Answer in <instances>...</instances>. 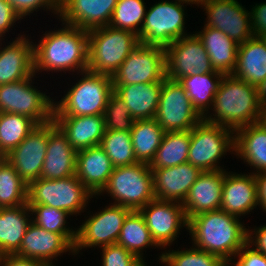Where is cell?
Segmentation results:
<instances>
[{
	"mask_svg": "<svg viewBox=\"0 0 266 266\" xmlns=\"http://www.w3.org/2000/svg\"><path fill=\"white\" fill-rule=\"evenodd\" d=\"M63 28L43 33L33 42L34 73L42 71L77 72L88 68V31L67 24ZM40 72V73H39Z\"/></svg>",
	"mask_w": 266,
	"mask_h": 266,
	"instance_id": "obj_1",
	"label": "cell"
},
{
	"mask_svg": "<svg viewBox=\"0 0 266 266\" xmlns=\"http://www.w3.org/2000/svg\"><path fill=\"white\" fill-rule=\"evenodd\" d=\"M240 218L224 210L207 211L188 219L192 245L230 262L248 241V229Z\"/></svg>",
	"mask_w": 266,
	"mask_h": 266,
	"instance_id": "obj_2",
	"label": "cell"
},
{
	"mask_svg": "<svg viewBox=\"0 0 266 266\" xmlns=\"http://www.w3.org/2000/svg\"><path fill=\"white\" fill-rule=\"evenodd\" d=\"M263 107L257 87L226 75L215 93L211 109L213 113L206 114L203 119L235 133L246 125L259 123Z\"/></svg>",
	"mask_w": 266,
	"mask_h": 266,
	"instance_id": "obj_3",
	"label": "cell"
},
{
	"mask_svg": "<svg viewBox=\"0 0 266 266\" xmlns=\"http://www.w3.org/2000/svg\"><path fill=\"white\" fill-rule=\"evenodd\" d=\"M68 88L60 101L54 102L53 117L103 115L110 93L112 76L86 70Z\"/></svg>",
	"mask_w": 266,
	"mask_h": 266,
	"instance_id": "obj_4",
	"label": "cell"
},
{
	"mask_svg": "<svg viewBox=\"0 0 266 266\" xmlns=\"http://www.w3.org/2000/svg\"><path fill=\"white\" fill-rule=\"evenodd\" d=\"M139 44L138 35L109 25L88 30L87 70L113 76Z\"/></svg>",
	"mask_w": 266,
	"mask_h": 266,
	"instance_id": "obj_5",
	"label": "cell"
},
{
	"mask_svg": "<svg viewBox=\"0 0 266 266\" xmlns=\"http://www.w3.org/2000/svg\"><path fill=\"white\" fill-rule=\"evenodd\" d=\"M104 193L114 200L111 204L139 211L155 199L153 172L149 164L136 162L114 167L107 185L97 196Z\"/></svg>",
	"mask_w": 266,
	"mask_h": 266,
	"instance_id": "obj_6",
	"label": "cell"
},
{
	"mask_svg": "<svg viewBox=\"0 0 266 266\" xmlns=\"http://www.w3.org/2000/svg\"><path fill=\"white\" fill-rule=\"evenodd\" d=\"M93 197L96 196L92 195L76 175L55 180L40 177L28 185L27 204L49 205L77 217L85 212Z\"/></svg>",
	"mask_w": 266,
	"mask_h": 266,
	"instance_id": "obj_7",
	"label": "cell"
},
{
	"mask_svg": "<svg viewBox=\"0 0 266 266\" xmlns=\"http://www.w3.org/2000/svg\"><path fill=\"white\" fill-rule=\"evenodd\" d=\"M234 154V132L218 124L202 119L190 130V147L187 162L202 172L225 170L219 163L227 155ZM222 158V159H221Z\"/></svg>",
	"mask_w": 266,
	"mask_h": 266,
	"instance_id": "obj_8",
	"label": "cell"
},
{
	"mask_svg": "<svg viewBox=\"0 0 266 266\" xmlns=\"http://www.w3.org/2000/svg\"><path fill=\"white\" fill-rule=\"evenodd\" d=\"M186 4V5H184ZM180 1L161 0L146 11L138 35L140 44L167 47L175 40L189 35L185 30V6Z\"/></svg>",
	"mask_w": 266,
	"mask_h": 266,
	"instance_id": "obj_9",
	"label": "cell"
},
{
	"mask_svg": "<svg viewBox=\"0 0 266 266\" xmlns=\"http://www.w3.org/2000/svg\"><path fill=\"white\" fill-rule=\"evenodd\" d=\"M36 75L12 83L0 85V113L24 115L38 125L53 120L54 100L34 85Z\"/></svg>",
	"mask_w": 266,
	"mask_h": 266,
	"instance_id": "obj_10",
	"label": "cell"
},
{
	"mask_svg": "<svg viewBox=\"0 0 266 266\" xmlns=\"http://www.w3.org/2000/svg\"><path fill=\"white\" fill-rule=\"evenodd\" d=\"M154 119L166 133L191 130L203 117L193 107L183 86L178 81L166 77Z\"/></svg>",
	"mask_w": 266,
	"mask_h": 266,
	"instance_id": "obj_11",
	"label": "cell"
},
{
	"mask_svg": "<svg viewBox=\"0 0 266 266\" xmlns=\"http://www.w3.org/2000/svg\"><path fill=\"white\" fill-rule=\"evenodd\" d=\"M131 211L127 207L108 204L102 210L87 216L77 228L75 255L85 248H101L117 243L124 220Z\"/></svg>",
	"mask_w": 266,
	"mask_h": 266,
	"instance_id": "obj_12",
	"label": "cell"
},
{
	"mask_svg": "<svg viewBox=\"0 0 266 266\" xmlns=\"http://www.w3.org/2000/svg\"><path fill=\"white\" fill-rule=\"evenodd\" d=\"M166 78L165 47L139 44L112 76L113 85L160 82Z\"/></svg>",
	"mask_w": 266,
	"mask_h": 266,
	"instance_id": "obj_13",
	"label": "cell"
},
{
	"mask_svg": "<svg viewBox=\"0 0 266 266\" xmlns=\"http://www.w3.org/2000/svg\"><path fill=\"white\" fill-rule=\"evenodd\" d=\"M166 77L178 81L194 73H212L210 58L195 32L165 47Z\"/></svg>",
	"mask_w": 266,
	"mask_h": 266,
	"instance_id": "obj_14",
	"label": "cell"
},
{
	"mask_svg": "<svg viewBox=\"0 0 266 266\" xmlns=\"http://www.w3.org/2000/svg\"><path fill=\"white\" fill-rule=\"evenodd\" d=\"M198 7L204 8L207 16L204 26L220 30L236 43L254 36L251 13L238 0H202Z\"/></svg>",
	"mask_w": 266,
	"mask_h": 266,
	"instance_id": "obj_15",
	"label": "cell"
},
{
	"mask_svg": "<svg viewBox=\"0 0 266 266\" xmlns=\"http://www.w3.org/2000/svg\"><path fill=\"white\" fill-rule=\"evenodd\" d=\"M139 211L153 241L164 250L177 240L180 229L188 227V220L180 202L154 199Z\"/></svg>",
	"mask_w": 266,
	"mask_h": 266,
	"instance_id": "obj_16",
	"label": "cell"
},
{
	"mask_svg": "<svg viewBox=\"0 0 266 266\" xmlns=\"http://www.w3.org/2000/svg\"><path fill=\"white\" fill-rule=\"evenodd\" d=\"M49 138V122L37 125L28 136L5 159L29 185L41 177Z\"/></svg>",
	"mask_w": 266,
	"mask_h": 266,
	"instance_id": "obj_17",
	"label": "cell"
},
{
	"mask_svg": "<svg viewBox=\"0 0 266 266\" xmlns=\"http://www.w3.org/2000/svg\"><path fill=\"white\" fill-rule=\"evenodd\" d=\"M118 0H59L60 23L91 30L108 26Z\"/></svg>",
	"mask_w": 266,
	"mask_h": 266,
	"instance_id": "obj_18",
	"label": "cell"
},
{
	"mask_svg": "<svg viewBox=\"0 0 266 266\" xmlns=\"http://www.w3.org/2000/svg\"><path fill=\"white\" fill-rule=\"evenodd\" d=\"M230 172L225 169L220 209L241 218L259 206L257 180L251 172Z\"/></svg>",
	"mask_w": 266,
	"mask_h": 266,
	"instance_id": "obj_19",
	"label": "cell"
},
{
	"mask_svg": "<svg viewBox=\"0 0 266 266\" xmlns=\"http://www.w3.org/2000/svg\"><path fill=\"white\" fill-rule=\"evenodd\" d=\"M66 252L72 253L71 255L75 257L74 246L62 234L49 232L31 222L22 239L20 249L15 254L55 266L53 259L57 261L58 256Z\"/></svg>",
	"mask_w": 266,
	"mask_h": 266,
	"instance_id": "obj_20",
	"label": "cell"
},
{
	"mask_svg": "<svg viewBox=\"0 0 266 266\" xmlns=\"http://www.w3.org/2000/svg\"><path fill=\"white\" fill-rule=\"evenodd\" d=\"M12 42L0 40V85L24 80L34 73L33 41L26 34L17 35ZM3 44V46H2Z\"/></svg>",
	"mask_w": 266,
	"mask_h": 266,
	"instance_id": "obj_21",
	"label": "cell"
},
{
	"mask_svg": "<svg viewBox=\"0 0 266 266\" xmlns=\"http://www.w3.org/2000/svg\"><path fill=\"white\" fill-rule=\"evenodd\" d=\"M77 151L66 135L52 120L49 122V138L41 178L63 179L76 174Z\"/></svg>",
	"mask_w": 266,
	"mask_h": 266,
	"instance_id": "obj_22",
	"label": "cell"
},
{
	"mask_svg": "<svg viewBox=\"0 0 266 266\" xmlns=\"http://www.w3.org/2000/svg\"><path fill=\"white\" fill-rule=\"evenodd\" d=\"M155 199L183 203L202 171L190 163L151 169Z\"/></svg>",
	"mask_w": 266,
	"mask_h": 266,
	"instance_id": "obj_23",
	"label": "cell"
},
{
	"mask_svg": "<svg viewBox=\"0 0 266 266\" xmlns=\"http://www.w3.org/2000/svg\"><path fill=\"white\" fill-rule=\"evenodd\" d=\"M224 177L225 170L205 171L199 175L182 203L187 220L221 208Z\"/></svg>",
	"mask_w": 266,
	"mask_h": 266,
	"instance_id": "obj_24",
	"label": "cell"
},
{
	"mask_svg": "<svg viewBox=\"0 0 266 266\" xmlns=\"http://www.w3.org/2000/svg\"><path fill=\"white\" fill-rule=\"evenodd\" d=\"M113 170L111 160L100 145L77 151L75 175L93 196L107 185Z\"/></svg>",
	"mask_w": 266,
	"mask_h": 266,
	"instance_id": "obj_25",
	"label": "cell"
},
{
	"mask_svg": "<svg viewBox=\"0 0 266 266\" xmlns=\"http://www.w3.org/2000/svg\"><path fill=\"white\" fill-rule=\"evenodd\" d=\"M53 121L76 151L100 145L106 130L103 115L53 117Z\"/></svg>",
	"mask_w": 266,
	"mask_h": 266,
	"instance_id": "obj_26",
	"label": "cell"
},
{
	"mask_svg": "<svg viewBox=\"0 0 266 266\" xmlns=\"http://www.w3.org/2000/svg\"><path fill=\"white\" fill-rule=\"evenodd\" d=\"M163 81L134 85H113V91L130 109L134 120L153 119L159 105Z\"/></svg>",
	"mask_w": 266,
	"mask_h": 266,
	"instance_id": "obj_27",
	"label": "cell"
},
{
	"mask_svg": "<svg viewBox=\"0 0 266 266\" xmlns=\"http://www.w3.org/2000/svg\"><path fill=\"white\" fill-rule=\"evenodd\" d=\"M232 76L255 87L266 78V43L262 37L253 36L239 44Z\"/></svg>",
	"mask_w": 266,
	"mask_h": 266,
	"instance_id": "obj_28",
	"label": "cell"
},
{
	"mask_svg": "<svg viewBox=\"0 0 266 266\" xmlns=\"http://www.w3.org/2000/svg\"><path fill=\"white\" fill-rule=\"evenodd\" d=\"M195 33L203 42L213 70L224 76L232 75L237 62L239 44L220 30L208 26Z\"/></svg>",
	"mask_w": 266,
	"mask_h": 266,
	"instance_id": "obj_29",
	"label": "cell"
},
{
	"mask_svg": "<svg viewBox=\"0 0 266 266\" xmlns=\"http://www.w3.org/2000/svg\"><path fill=\"white\" fill-rule=\"evenodd\" d=\"M236 157L253 168V174L266 171V130L260 123L246 125L234 133Z\"/></svg>",
	"mask_w": 266,
	"mask_h": 266,
	"instance_id": "obj_30",
	"label": "cell"
},
{
	"mask_svg": "<svg viewBox=\"0 0 266 266\" xmlns=\"http://www.w3.org/2000/svg\"><path fill=\"white\" fill-rule=\"evenodd\" d=\"M32 222L28 204L0 208V255L15 254Z\"/></svg>",
	"mask_w": 266,
	"mask_h": 266,
	"instance_id": "obj_31",
	"label": "cell"
},
{
	"mask_svg": "<svg viewBox=\"0 0 266 266\" xmlns=\"http://www.w3.org/2000/svg\"><path fill=\"white\" fill-rule=\"evenodd\" d=\"M223 76V74L213 71L212 73H194L178 80L193 107L202 117L211 112L214 96Z\"/></svg>",
	"mask_w": 266,
	"mask_h": 266,
	"instance_id": "obj_32",
	"label": "cell"
},
{
	"mask_svg": "<svg viewBox=\"0 0 266 266\" xmlns=\"http://www.w3.org/2000/svg\"><path fill=\"white\" fill-rule=\"evenodd\" d=\"M190 147V130L166 132L149 164L150 169L168 168L187 163Z\"/></svg>",
	"mask_w": 266,
	"mask_h": 266,
	"instance_id": "obj_33",
	"label": "cell"
},
{
	"mask_svg": "<svg viewBox=\"0 0 266 266\" xmlns=\"http://www.w3.org/2000/svg\"><path fill=\"white\" fill-rule=\"evenodd\" d=\"M130 133L136 160L150 164L165 133L163 128L154 118L135 120Z\"/></svg>",
	"mask_w": 266,
	"mask_h": 266,
	"instance_id": "obj_34",
	"label": "cell"
},
{
	"mask_svg": "<svg viewBox=\"0 0 266 266\" xmlns=\"http://www.w3.org/2000/svg\"><path fill=\"white\" fill-rule=\"evenodd\" d=\"M117 244L136 255L140 260H145L144 249L153 246L159 249L153 241L145 219L140 211H131L124 220Z\"/></svg>",
	"mask_w": 266,
	"mask_h": 266,
	"instance_id": "obj_35",
	"label": "cell"
},
{
	"mask_svg": "<svg viewBox=\"0 0 266 266\" xmlns=\"http://www.w3.org/2000/svg\"><path fill=\"white\" fill-rule=\"evenodd\" d=\"M31 118L9 112L0 113V155H7L37 127Z\"/></svg>",
	"mask_w": 266,
	"mask_h": 266,
	"instance_id": "obj_36",
	"label": "cell"
},
{
	"mask_svg": "<svg viewBox=\"0 0 266 266\" xmlns=\"http://www.w3.org/2000/svg\"><path fill=\"white\" fill-rule=\"evenodd\" d=\"M28 184L5 159L0 164V208L26 205Z\"/></svg>",
	"mask_w": 266,
	"mask_h": 266,
	"instance_id": "obj_37",
	"label": "cell"
},
{
	"mask_svg": "<svg viewBox=\"0 0 266 266\" xmlns=\"http://www.w3.org/2000/svg\"><path fill=\"white\" fill-rule=\"evenodd\" d=\"M32 214V222L49 232L62 234L73 246L76 242L77 229L67 225L71 215L61 209L49 205H28ZM34 214V215H33Z\"/></svg>",
	"mask_w": 266,
	"mask_h": 266,
	"instance_id": "obj_38",
	"label": "cell"
},
{
	"mask_svg": "<svg viewBox=\"0 0 266 266\" xmlns=\"http://www.w3.org/2000/svg\"><path fill=\"white\" fill-rule=\"evenodd\" d=\"M100 146L104 149L114 167L138 162L134 155L130 132L105 130Z\"/></svg>",
	"mask_w": 266,
	"mask_h": 266,
	"instance_id": "obj_39",
	"label": "cell"
},
{
	"mask_svg": "<svg viewBox=\"0 0 266 266\" xmlns=\"http://www.w3.org/2000/svg\"><path fill=\"white\" fill-rule=\"evenodd\" d=\"M144 0H118L109 26L139 35L147 11Z\"/></svg>",
	"mask_w": 266,
	"mask_h": 266,
	"instance_id": "obj_40",
	"label": "cell"
},
{
	"mask_svg": "<svg viewBox=\"0 0 266 266\" xmlns=\"http://www.w3.org/2000/svg\"><path fill=\"white\" fill-rule=\"evenodd\" d=\"M158 257L165 266H222L225 263L219 256L193 245L184 250H165Z\"/></svg>",
	"mask_w": 266,
	"mask_h": 266,
	"instance_id": "obj_41",
	"label": "cell"
},
{
	"mask_svg": "<svg viewBox=\"0 0 266 266\" xmlns=\"http://www.w3.org/2000/svg\"><path fill=\"white\" fill-rule=\"evenodd\" d=\"M103 116L106 130L130 132L133 129L135 120L130 109L114 91L110 93Z\"/></svg>",
	"mask_w": 266,
	"mask_h": 266,
	"instance_id": "obj_42",
	"label": "cell"
},
{
	"mask_svg": "<svg viewBox=\"0 0 266 266\" xmlns=\"http://www.w3.org/2000/svg\"><path fill=\"white\" fill-rule=\"evenodd\" d=\"M102 266H135L140 259L121 245L115 243L100 248Z\"/></svg>",
	"mask_w": 266,
	"mask_h": 266,
	"instance_id": "obj_43",
	"label": "cell"
},
{
	"mask_svg": "<svg viewBox=\"0 0 266 266\" xmlns=\"http://www.w3.org/2000/svg\"><path fill=\"white\" fill-rule=\"evenodd\" d=\"M13 7L14 12L22 19L38 12L39 9L50 11L54 16L59 14V0H7ZM38 9V10H37ZM24 17V18H23Z\"/></svg>",
	"mask_w": 266,
	"mask_h": 266,
	"instance_id": "obj_44",
	"label": "cell"
},
{
	"mask_svg": "<svg viewBox=\"0 0 266 266\" xmlns=\"http://www.w3.org/2000/svg\"><path fill=\"white\" fill-rule=\"evenodd\" d=\"M233 259H237L236 261H230L233 266H266V255L257 250L248 241Z\"/></svg>",
	"mask_w": 266,
	"mask_h": 266,
	"instance_id": "obj_45",
	"label": "cell"
},
{
	"mask_svg": "<svg viewBox=\"0 0 266 266\" xmlns=\"http://www.w3.org/2000/svg\"><path fill=\"white\" fill-rule=\"evenodd\" d=\"M19 20L21 18L14 12L12 5L7 0H0V40H5L6 32L12 30Z\"/></svg>",
	"mask_w": 266,
	"mask_h": 266,
	"instance_id": "obj_46",
	"label": "cell"
},
{
	"mask_svg": "<svg viewBox=\"0 0 266 266\" xmlns=\"http://www.w3.org/2000/svg\"><path fill=\"white\" fill-rule=\"evenodd\" d=\"M251 28L253 35L261 37L266 33V2L251 6Z\"/></svg>",
	"mask_w": 266,
	"mask_h": 266,
	"instance_id": "obj_47",
	"label": "cell"
},
{
	"mask_svg": "<svg viewBox=\"0 0 266 266\" xmlns=\"http://www.w3.org/2000/svg\"><path fill=\"white\" fill-rule=\"evenodd\" d=\"M0 266H49L43 261L30 259L17 254H5L0 257Z\"/></svg>",
	"mask_w": 266,
	"mask_h": 266,
	"instance_id": "obj_48",
	"label": "cell"
},
{
	"mask_svg": "<svg viewBox=\"0 0 266 266\" xmlns=\"http://www.w3.org/2000/svg\"><path fill=\"white\" fill-rule=\"evenodd\" d=\"M248 242L266 255V224L248 229Z\"/></svg>",
	"mask_w": 266,
	"mask_h": 266,
	"instance_id": "obj_49",
	"label": "cell"
},
{
	"mask_svg": "<svg viewBox=\"0 0 266 266\" xmlns=\"http://www.w3.org/2000/svg\"><path fill=\"white\" fill-rule=\"evenodd\" d=\"M258 185V204L266 213V171L255 174Z\"/></svg>",
	"mask_w": 266,
	"mask_h": 266,
	"instance_id": "obj_50",
	"label": "cell"
},
{
	"mask_svg": "<svg viewBox=\"0 0 266 266\" xmlns=\"http://www.w3.org/2000/svg\"><path fill=\"white\" fill-rule=\"evenodd\" d=\"M260 102L266 106V78L257 87Z\"/></svg>",
	"mask_w": 266,
	"mask_h": 266,
	"instance_id": "obj_51",
	"label": "cell"
},
{
	"mask_svg": "<svg viewBox=\"0 0 266 266\" xmlns=\"http://www.w3.org/2000/svg\"><path fill=\"white\" fill-rule=\"evenodd\" d=\"M259 123L266 130V106L263 107V110L260 115Z\"/></svg>",
	"mask_w": 266,
	"mask_h": 266,
	"instance_id": "obj_52",
	"label": "cell"
},
{
	"mask_svg": "<svg viewBox=\"0 0 266 266\" xmlns=\"http://www.w3.org/2000/svg\"><path fill=\"white\" fill-rule=\"evenodd\" d=\"M176 1L187 3V4L191 5V7H192L193 4L199 6V4L202 0H176Z\"/></svg>",
	"mask_w": 266,
	"mask_h": 266,
	"instance_id": "obj_53",
	"label": "cell"
},
{
	"mask_svg": "<svg viewBox=\"0 0 266 266\" xmlns=\"http://www.w3.org/2000/svg\"><path fill=\"white\" fill-rule=\"evenodd\" d=\"M145 260H140L135 266H147Z\"/></svg>",
	"mask_w": 266,
	"mask_h": 266,
	"instance_id": "obj_54",
	"label": "cell"
},
{
	"mask_svg": "<svg viewBox=\"0 0 266 266\" xmlns=\"http://www.w3.org/2000/svg\"><path fill=\"white\" fill-rule=\"evenodd\" d=\"M5 160V156L0 155V164Z\"/></svg>",
	"mask_w": 266,
	"mask_h": 266,
	"instance_id": "obj_55",
	"label": "cell"
},
{
	"mask_svg": "<svg viewBox=\"0 0 266 266\" xmlns=\"http://www.w3.org/2000/svg\"><path fill=\"white\" fill-rule=\"evenodd\" d=\"M222 266H233L230 262H225Z\"/></svg>",
	"mask_w": 266,
	"mask_h": 266,
	"instance_id": "obj_56",
	"label": "cell"
},
{
	"mask_svg": "<svg viewBox=\"0 0 266 266\" xmlns=\"http://www.w3.org/2000/svg\"><path fill=\"white\" fill-rule=\"evenodd\" d=\"M262 37V39L265 41V43H266V33L264 34V35H262L261 36Z\"/></svg>",
	"mask_w": 266,
	"mask_h": 266,
	"instance_id": "obj_57",
	"label": "cell"
}]
</instances>
